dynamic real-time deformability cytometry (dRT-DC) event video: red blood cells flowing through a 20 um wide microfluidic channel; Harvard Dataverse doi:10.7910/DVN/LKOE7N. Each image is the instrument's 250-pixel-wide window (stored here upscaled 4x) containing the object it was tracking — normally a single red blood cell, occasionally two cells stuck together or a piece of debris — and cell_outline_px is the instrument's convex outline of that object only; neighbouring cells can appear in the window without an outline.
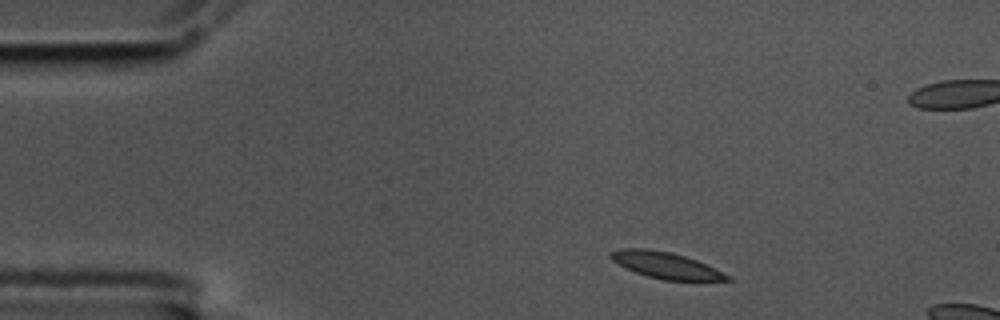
{"species": "common noctule bat (a hibernating species)", "species_latin": "Nyctalus noctula", "temperature_condition": "cold", "stored_images_in_passage": 3, "camera_frame_rate_fps": 3000, "um_per_image_px": 0.085, "animal": {"sex": "male", "body_mass_g": 17.5, "forearm_length_mm": 52.3}, "frame": {"image": 1, "passage_image": 1, "time_ms": 0.0, "image_size_px": [1000, 320], "cell_outline_px": [[732, 280], [664, 280], [648, 276], [636, 272], [612, 260], [608, 256], [608, 252], [620, 248], [648, 248], [672, 252], [696, 260], [732, 276]], "centroid_in_image_um": [56.57, 22.53], "position_along_channel_um": 28.4, "area_um2": 17.74}}